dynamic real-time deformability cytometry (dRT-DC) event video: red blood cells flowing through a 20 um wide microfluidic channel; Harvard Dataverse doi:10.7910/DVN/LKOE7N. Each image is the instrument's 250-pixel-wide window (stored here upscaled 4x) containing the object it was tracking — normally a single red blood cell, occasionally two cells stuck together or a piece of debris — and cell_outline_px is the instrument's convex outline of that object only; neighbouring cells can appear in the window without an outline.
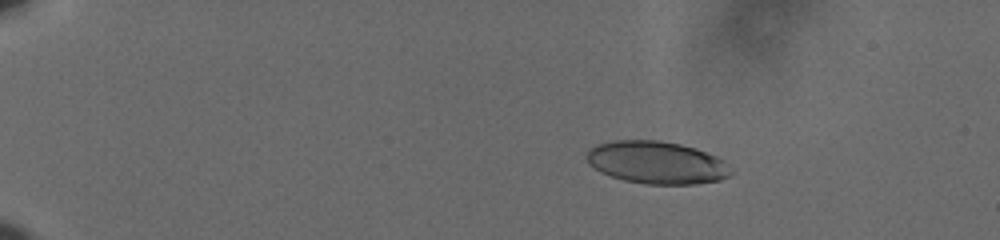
{"species": "human", "species_latin": "Homo sapiens", "temperature_condition": "cold", "stored_images_in_passage": 54, "camera_frame_rate_fps": 3000, "um_per_image_px": 0.085, "donor": {"sex": "male"}, "frame": {"image": 1, "passage_image": 6, "time_ms": 1.667, "image_size_px": [1000, 240], "cell_outline_px": [[736, 172], [732, 176], [720, 180], [696, 184], [644, 184], [624, 180], [600, 172], [588, 164], [588, 152], [596, 144], [612, 140], [660, 140], [680, 144], [696, 148], [716, 156], [724, 160]], "centroid_in_image_um": [55.88, 13.82], "position_along_channel_um": 29.1, "area_um2": 36.13}}
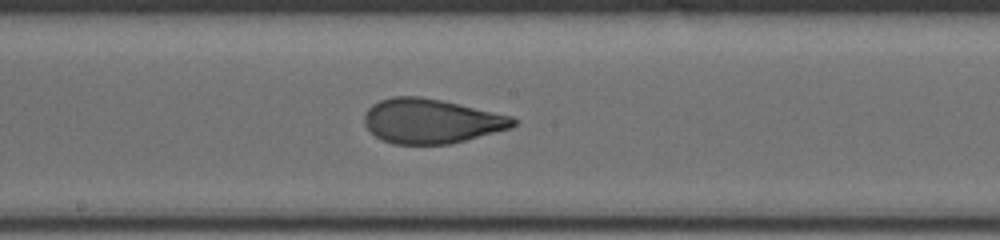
{"frame": {"image": 2, "passage_image": 30, "time_ms": 9.667, "image_size_px": [1000, 240], "cell_outline_px": [[516, 124], [512, 128], [448, 144], [392, 144], [376, 136], [364, 124], [364, 112], [372, 104], [380, 100], [392, 96], [420, 96], [460, 104], [512, 116], [516, 120]], "centroid_in_image_um": [36.64, 10.28], "position_along_channel_um": 211.6, "area_um2": 38.55}}
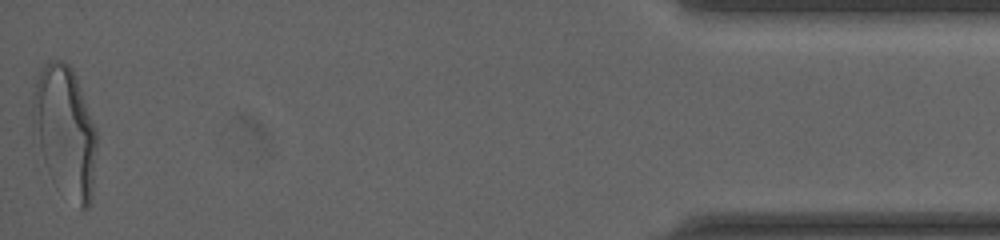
{"frame": {"image": 3, "passage_image": 54, "time_ms": 17.667, "image_size_px": [1000, 240], "cell_outline_px": [[96, 152], [92, 196], [88, 208], [80, 208], [44, 160], [32, 136], [32, 92], [36, 76], [40, 68], [48, 60], [64, 60], [72, 68], [76, 76], [96, 128]], "centroid_in_image_um": [5.51, 10.99], "position_along_channel_um": 429.7, "area_um2": 47.92}, "authors_computed_cell_mechanics": {"area_um2": 38.7838, "velocity_mm_per_s": 3.6375, "shape_relaxation_time_tau1_ms": 4.7094, "shape_relaxation_time_tau2_ms": 0.9316, "deformation_change_tau1": 0.1894, "deformation_change_tau2": 0.0738}}